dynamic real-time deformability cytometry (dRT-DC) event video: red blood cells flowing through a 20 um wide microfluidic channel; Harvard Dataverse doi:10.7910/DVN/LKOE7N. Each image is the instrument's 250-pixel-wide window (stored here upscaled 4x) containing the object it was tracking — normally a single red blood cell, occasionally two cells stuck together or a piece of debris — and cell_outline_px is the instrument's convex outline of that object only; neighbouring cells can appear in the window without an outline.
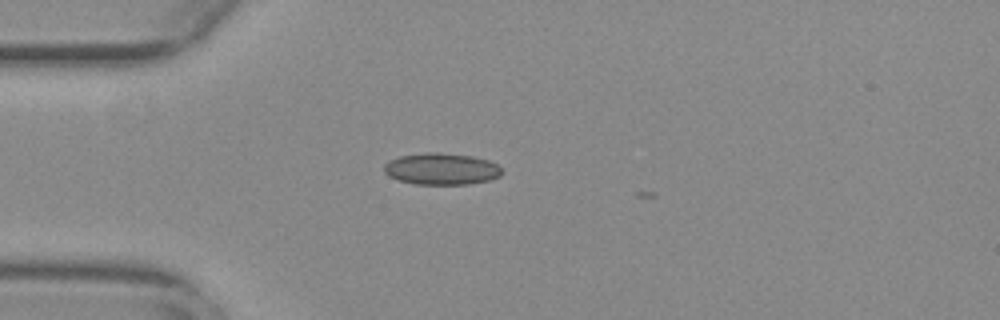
{"species": "common noctule bat (a hibernating species)", "species_latin": "Nyctalus noctula", "temperature_condition": "warm", "stored_images_in_passage": 6, "camera_frame_rate_fps": 3000, "um_per_image_px": 0.085, "animal": {"sex": "female", "body_mass_g": 29.2, "forearm_length_mm": 56.3}, "frame": {"image": 1, "passage_image": 1, "time_ms": 0.0, "image_size_px": [1000, 320], "cell_outline_px": [[500, 176], [488, 180], [468, 184], [416, 184], [400, 180], [388, 176], [384, 172], [384, 164], [388, 160], [400, 156], [424, 152], [440, 152], [472, 156], [488, 160], [496, 164], [500, 168]], "centroid_in_image_um": [37.48, 14.34], "position_along_channel_um": 47.5, "area_um2": 21.68}}
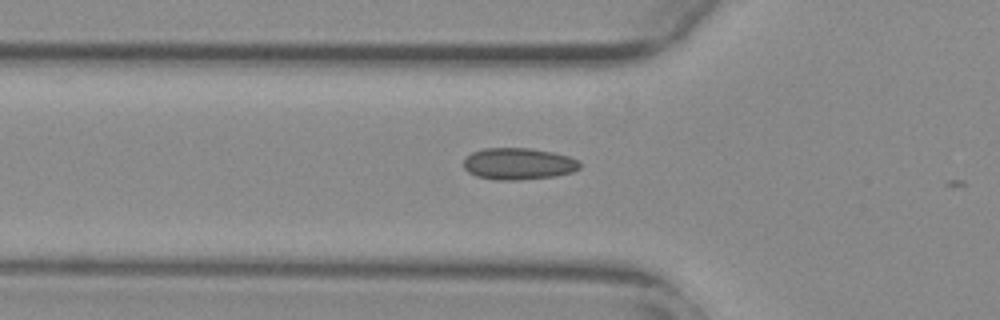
{"frame": {"image": 2, "passage_image": 5, "time_ms": 1.333, "image_size_px": [1000, 320], "cell_outline_px": [[580, 168], [572, 172], [556, 176], [520, 180], [496, 180], [476, 176], [468, 172], [464, 168], [464, 160], [472, 152], [484, 148], [532, 148], [552, 152], [568, 156], [580, 160]], "centroid_in_image_um": [44.08, 13.92], "position_along_channel_um": 81.7, "area_um2": 21.62}}